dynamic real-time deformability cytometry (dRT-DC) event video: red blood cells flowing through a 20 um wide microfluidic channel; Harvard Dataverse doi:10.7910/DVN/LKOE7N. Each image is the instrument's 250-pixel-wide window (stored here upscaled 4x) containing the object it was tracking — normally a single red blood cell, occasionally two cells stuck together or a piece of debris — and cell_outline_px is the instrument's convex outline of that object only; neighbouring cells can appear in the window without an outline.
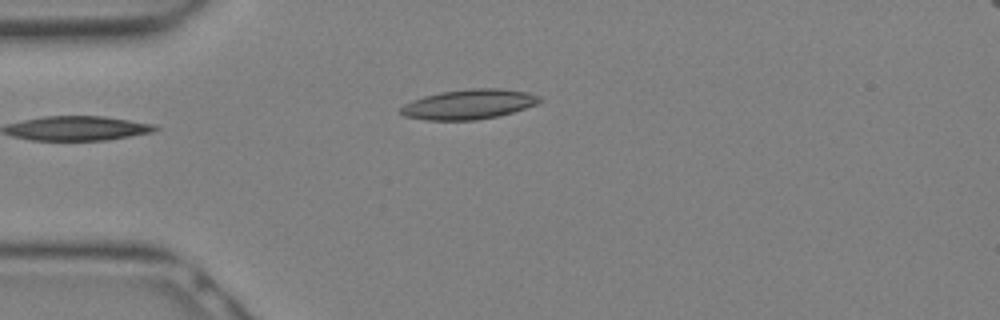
{"species": "Egyptian fruit bat (a non-hibernating species)", "species_latin": "Rousettus aegyptiacus", "temperature_condition": "warm", "stored_images_in_passage": 7, "camera_frame_rate_fps": 3000, "um_per_image_px": 0.085, "animal": {"sex": "female"}, "frame": {"image": 1, "passage_image": 7, "time_ms": 2.0, "image_size_px": [1000, 320], "cell_outline_px": [[544, 100], [536, 104], [512, 112], [496, 116], [476, 120], [424, 120], [404, 116], [400, 112], [400, 108], [404, 104], [412, 100], [424, 96], [440, 92], [472, 88], [500, 88], [528, 92], [540, 96]], "centroid_in_image_um": [39.85, 8.86], "position_along_channel_um": 45.2, "area_um2": 24.16}}